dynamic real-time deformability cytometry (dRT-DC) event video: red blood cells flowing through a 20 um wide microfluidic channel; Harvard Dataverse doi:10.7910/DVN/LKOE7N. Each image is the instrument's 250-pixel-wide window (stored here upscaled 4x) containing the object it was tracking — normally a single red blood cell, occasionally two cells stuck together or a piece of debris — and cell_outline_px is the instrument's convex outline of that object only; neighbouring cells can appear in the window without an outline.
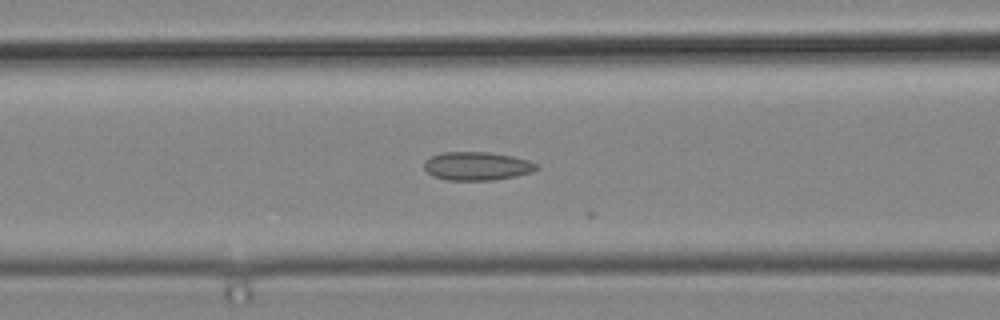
{"species": "common noctule bat (a hibernating species)", "species_latin": "Nyctalus noctula", "temperature_condition": "cold", "stored_images_in_passage": 22, "camera_frame_rate_fps": 3000, "um_per_image_px": 0.085, "animal": {"sex": "male", "body_mass_g": 19.2, "forearm_length_mm": 51.8}, "frame": {"image": 1, "passage_image": 20, "time_ms": 6.333, "image_size_px": [1000, 320], "cell_outline_px": [[540, 168], [532, 172], [516, 176], [492, 180], [448, 180], [432, 176], [424, 168], [424, 160], [432, 156], [444, 152], [488, 152], [512, 156], [528, 160], [536, 164]], "centroid_in_image_um": [40.54, 14.12], "position_along_channel_um": 126.1, "area_um2": 18.61}}